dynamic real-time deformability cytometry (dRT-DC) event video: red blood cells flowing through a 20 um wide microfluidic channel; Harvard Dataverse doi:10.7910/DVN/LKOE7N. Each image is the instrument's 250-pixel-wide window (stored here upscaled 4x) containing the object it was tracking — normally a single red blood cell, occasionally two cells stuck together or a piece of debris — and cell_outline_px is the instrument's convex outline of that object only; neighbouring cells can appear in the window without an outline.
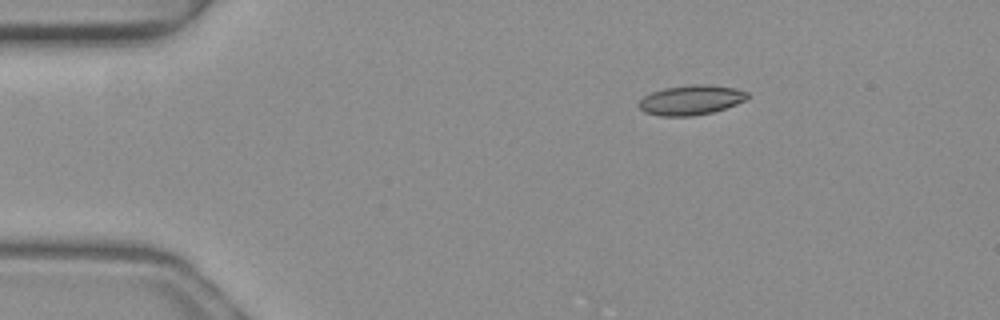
{"species": "common noctule bat (a hibernating species)", "species_latin": "Nyctalus noctula", "temperature_condition": "warm", "stored_images_in_passage": 8, "camera_frame_rate_fps": 3000, "um_per_image_px": 0.085, "animal": {"sex": "female", "body_mass_g": 19.3, "forearm_length_mm": 54.1}, "frame": {"image": 1, "passage_image": 1, "time_ms": 0.0, "image_size_px": [1000, 320], "cell_outline_px": [[748, 96], [744, 100], [736, 104], [712, 112], [692, 116], [660, 116], [644, 112], [636, 104], [644, 96], [652, 92], [664, 88], [696, 84], [704, 84], [736, 88], [748, 92]], "centroid_in_image_um": [58.7, 8.5], "position_along_channel_um": 26.3, "area_um2": 18.73}}
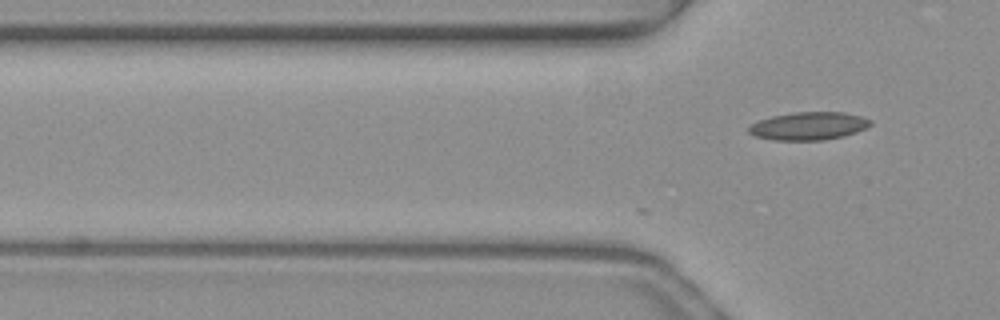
{"frame": {"image": 2, "passage_image": 8, "time_ms": 2.333, "image_size_px": [1000, 320], "cell_outline_px": [[872, 124], [856, 132], [844, 136], [824, 140], [772, 140], [756, 136], [748, 132], [748, 128], [752, 124], [760, 120], [772, 116], [792, 112], [844, 112], [860, 116], [872, 120]], "centroid_in_image_um": [68.74, 10.71], "position_along_channel_um": 57.1, "area_um2": 19.77}}